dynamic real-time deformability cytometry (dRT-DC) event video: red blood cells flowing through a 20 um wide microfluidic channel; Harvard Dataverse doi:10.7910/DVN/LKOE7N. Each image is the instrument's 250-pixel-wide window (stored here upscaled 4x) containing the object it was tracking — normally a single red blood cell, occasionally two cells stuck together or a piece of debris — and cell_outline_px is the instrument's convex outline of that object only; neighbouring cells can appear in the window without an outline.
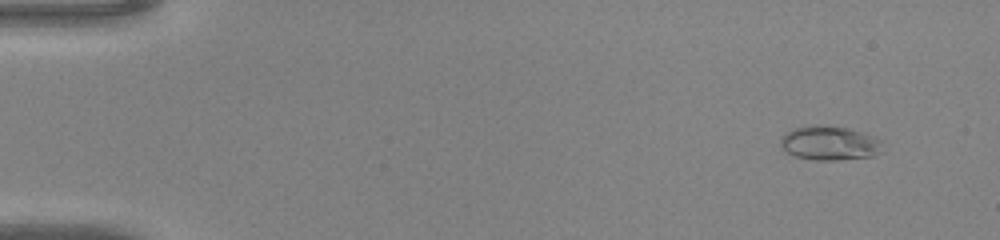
{"species": "common noctule bat (a hibernating species)", "species_latin": "Nyctalus noctula", "temperature_condition": "warm", "stored_images_in_passage": 49, "segment_of_instrument_passage": [1, 2], "camera_frame_rate_fps": 3000, "um_per_image_px": 0.085, "animal": {"sex": "male", "body_mass_g": 20.0, "forearm_length_mm": 53.3}, "frame": {"image": 1, "passage_image": 5, "time_ms": 1.333, "image_size_px": [1000, 240], "cell_outline_px": [[884, 152], [872, 156], [836, 160], [812, 160], [796, 156], [788, 152], [780, 144], [780, 140], [792, 128], [820, 124], [848, 128], [872, 136], [880, 140]], "centroid_in_image_um": [70.54, 12.17], "position_along_channel_um": 14.5, "area_um2": 20.23}}
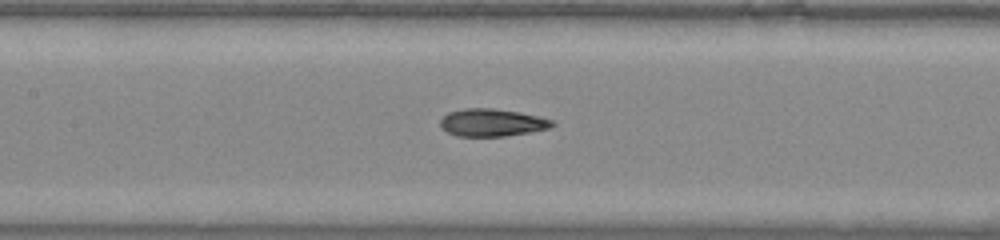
{"frame": {"image": 2, "passage_image": 24, "time_ms": 7.667, "image_size_px": [1000, 240], "cell_outline_px": [[556, 124], [548, 128], [528, 132], [504, 136], [456, 136], [440, 128], [440, 120], [448, 112], [464, 108], [492, 108], [520, 112], [552, 120]], "centroid_in_image_um": [41.77, 10.41], "position_along_channel_um": 165.6, "area_um2": 17.86}}
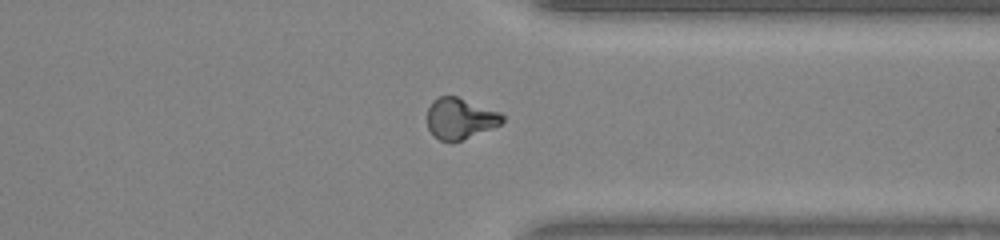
{"frame": {"image": 3, "passage_image": 38, "time_ms": 12.333, "image_size_px": [1000, 240], "cell_outline_px": [[504, 120], [500, 124], [492, 128], [460, 140], [440, 140], [428, 128], [428, 108], [432, 100], [440, 96], [456, 96], [500, 112], [504, 116]], "centroid_in_image_um": [39.11, 10.04], "position_along_channel_um": 372.3, "area_um2": 17.51}}